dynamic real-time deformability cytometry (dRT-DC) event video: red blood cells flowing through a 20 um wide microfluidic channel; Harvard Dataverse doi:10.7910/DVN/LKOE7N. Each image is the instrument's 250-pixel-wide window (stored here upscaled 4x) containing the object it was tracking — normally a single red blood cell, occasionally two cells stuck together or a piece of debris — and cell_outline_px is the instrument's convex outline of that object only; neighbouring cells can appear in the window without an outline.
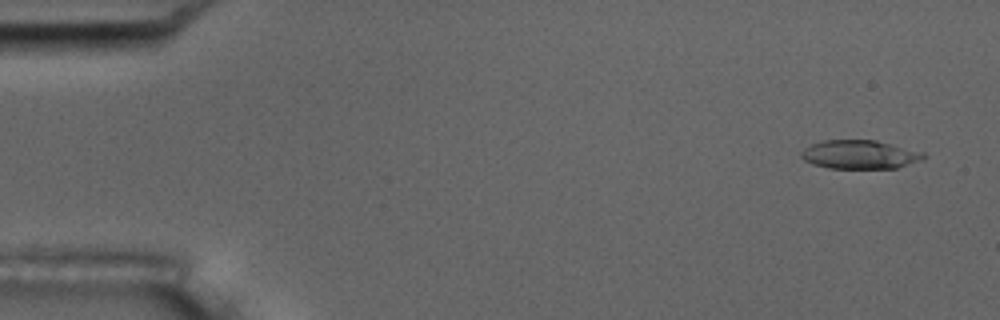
{"species": "common noctule bat (a hibernating species)", "species_latin": "Nyctalus noctula", "temperature_condition": "room temperature", "stored_images_in_passage": 17, "camera_frame_rate_fps": 3000, "um_per_image_px": 0.085, "animal": {"sex": "male", "body_mass_g": 17.5, "forearm_length_mm": 52.3}, "frame": {"image": 1, "passage_image": 3, "time_ms": 0.667, "image_size_px": [1000, 320], "cell_outline_px": [[928, 156], [924, 160], [896, 168], [828, 168], [812, 164], [804, 160], [800, 156], [800, 152], [804, 148], [812, 144], [824, 140], [876, 140], [924, 152]], "centroid_in_image_um": [73.1, 13.14], "position_along_channel_um": 11.9, "area_um2": 20.63}}
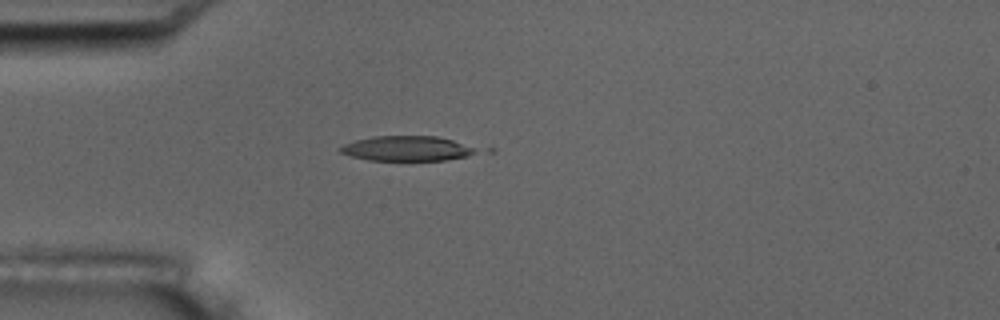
{"frame": {"image": 2, "passage_image": 15, "time_ms": 4.667, "image_size_px": [1000, 320], "cell_outline_px": [[476, 152], [468, 156], [444, 160], [368, 160], [352, 156], [340, 152], [336, 148], [344, 144], [356, 140], [372, 136], [436, 136], [452, 140], [476, 148]], "centroid_in_image_um": [34.54, 12.62], "position_along_channel_um": 50.5, "area_um2": 19.59}}